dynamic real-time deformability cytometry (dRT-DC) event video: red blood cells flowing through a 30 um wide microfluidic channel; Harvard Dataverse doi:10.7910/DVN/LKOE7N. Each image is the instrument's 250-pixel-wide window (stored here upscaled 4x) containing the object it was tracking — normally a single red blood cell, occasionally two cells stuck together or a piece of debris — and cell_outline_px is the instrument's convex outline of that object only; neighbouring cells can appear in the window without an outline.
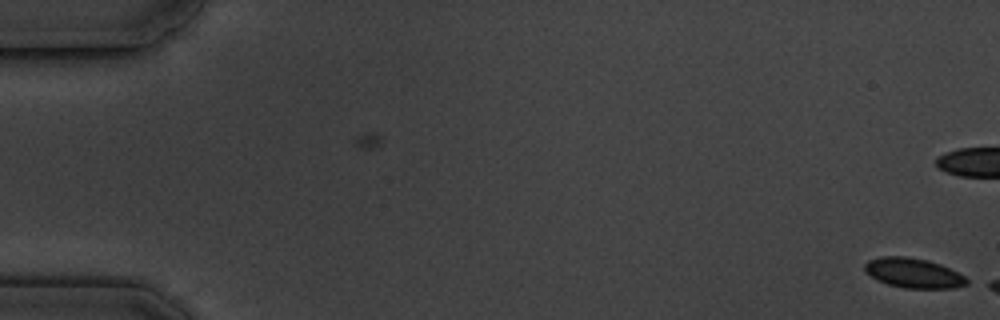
{"species": "common noctule bat (a hibernating species)", "species_latin": "Nyctalus noctula", "temperature_condition": "cold", "stored_images_in_passage": 5, "camera_frame_rate_fps": 3000, "um_per_image_px": 0.085, "animal": {"sex": "male", "body_mass_g": 19.5, "forearm_length_mm": 54.6}, "frame": {"image": 1, "passage_image": 1, "time_ms": 0.0, "image_size_px": [1000, 320], "cell_outline_px": [[972, 280], [968, 284], [956, 288], [904, 288], [888, 284], [876, 280], [864, 268], [864, 264], [868, 260], [880, 256], [904, 256], [928, 260], [940, 264]], "centroid_in_image_um": [77.67, 23.21], "position_along_channel_um": 7.3, "area_um2": 17.74}}